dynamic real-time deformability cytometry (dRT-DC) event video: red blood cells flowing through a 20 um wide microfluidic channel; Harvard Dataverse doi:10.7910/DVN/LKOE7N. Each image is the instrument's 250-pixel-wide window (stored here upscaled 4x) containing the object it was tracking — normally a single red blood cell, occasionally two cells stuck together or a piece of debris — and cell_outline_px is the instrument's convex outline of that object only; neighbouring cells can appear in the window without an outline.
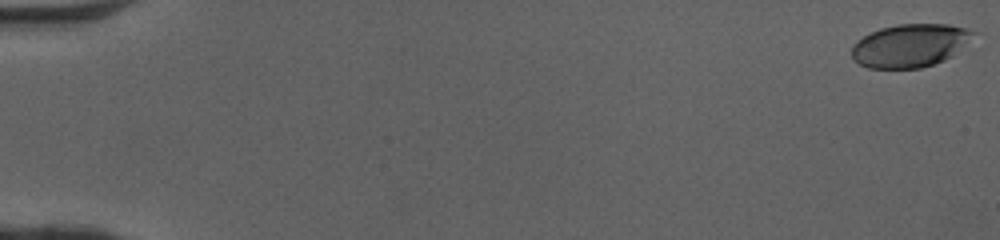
{"species": "human", "species_latin": "Homo sapiens", "temperature_condition": "cold", "stored_images_in_passage": 51, "camera_frame_rate_fps": 3000, "um_per_image_px": 0.085, "donor": {"sex": "female"}, "frame": {"image": 1, "passage_image": 1, "time_ms": 0.0, "image_size_px": [1000, 240], "cell_outline_px": [[980, 32], [952, 56], [944, 60], [920, 68], [868, 68], [860, 64], [852, 56], [852, 44], [856, 40], [880, 28], [896, 24], [948, 24]], "centroid_in_image_um": [77.37, 3.86], "position_along_channel_um": 7.6, "area_um2": 30.58}}
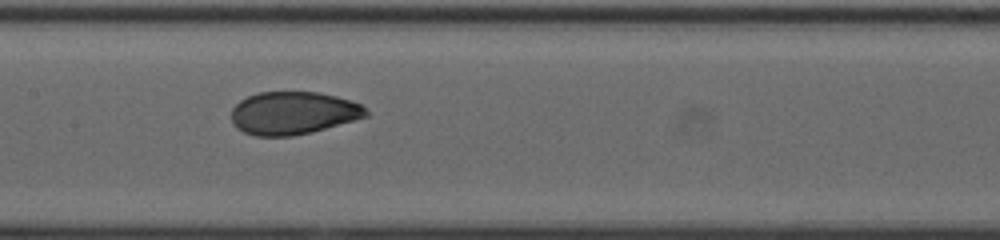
{"frame": {"image": 2, "passage_image": 27, "time_ms": 8.667, "image_size_px": [1000, 240], "cell_outline_px": [[368, 116], [312, 132], [292, 136], [256, 136], [244, 132], [236, 128], [232, 124], [232, 108], [240, 100], [248, 96], [260, 92], [320, 92], [352, 100], [360, 104], [368, 112]], "centroid_in_image_um": [24.91, 9.61], "position_along_channel_um": 182.5, "area_um2": 33.64}}
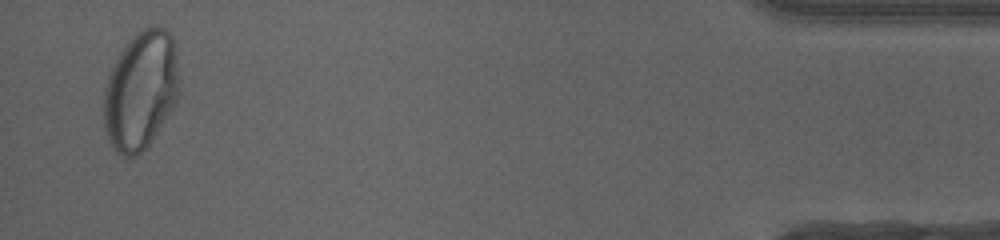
{"frame": {"image": 3, "passage_image": 50, "time_ms": 16.333, "image_size_px": [1000, 240], "cell_outline_px": [[180, 92], [176, 100], [148, 144], [136, 156], [120, 156], [116, 152], [108, 140], [104, 128], [104, 88], [108, 76], [120, 52], [128, 40], [136, 32], [152, 24], [156, 24], [164, 28], [172, 36], [176, 44], [180, 80]], "centroid_in_image_um": [11.98, 7.62], "position_along_channel_um": 423.2, "area_um2": 52.37}, "authors_computed_cell_mechanics": {"area_um2": 33.9286, "velocity_mm_per_s": 4.0955, "shape_relaxation_time_tau1_ms": 2.9117, "shape_relaxation_time_tau2_ms": null, "deformation_change_tau1": 0.1418, "deformation_change_tau2": null}}